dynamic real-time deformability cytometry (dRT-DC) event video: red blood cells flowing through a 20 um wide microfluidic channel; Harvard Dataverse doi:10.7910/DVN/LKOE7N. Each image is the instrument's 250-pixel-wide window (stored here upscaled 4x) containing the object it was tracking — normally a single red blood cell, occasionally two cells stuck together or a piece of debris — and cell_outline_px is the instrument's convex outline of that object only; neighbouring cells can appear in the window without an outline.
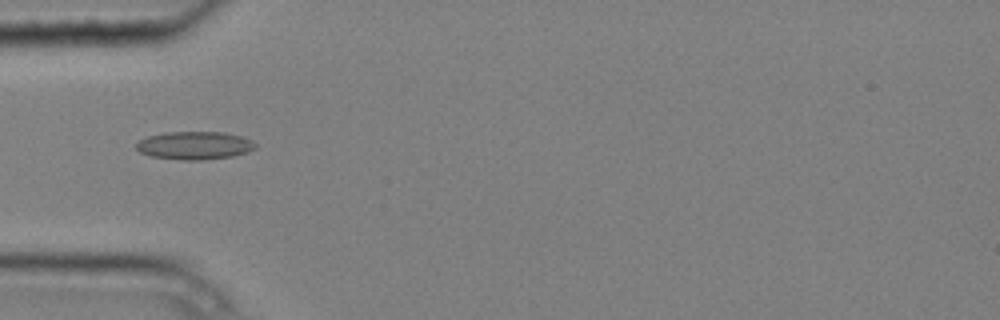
{"species": "common noctule bat (a hibernating species)", "species_latin": "Nyctalus noctula", "temperature_condition": "cold", "stored_images_in_passage": 8, "camera_frame_rate_fps": 3000, "um_per_image_px": 0.085, "animal": {"sex": "male", "body_mass_g": 20.4}, "frame": {"image": 1, "passage_image": 5, "time_ms": 1.333, "image_size_px": [1000, 320], "cell_outline_px": [[256, 148], [248, 152], [232, 156], [200, 160], [180, 160], [152, 156], [140, 152], [136, 148], [136, 140], [148, 136], [164, 132], [224, 132], [240, 136], [252, 140], [256, 144]], "centroid_in_image_um": [16.52, 12.36], "position_along_channel_um": 68.5, "area_um2": 19.54}}
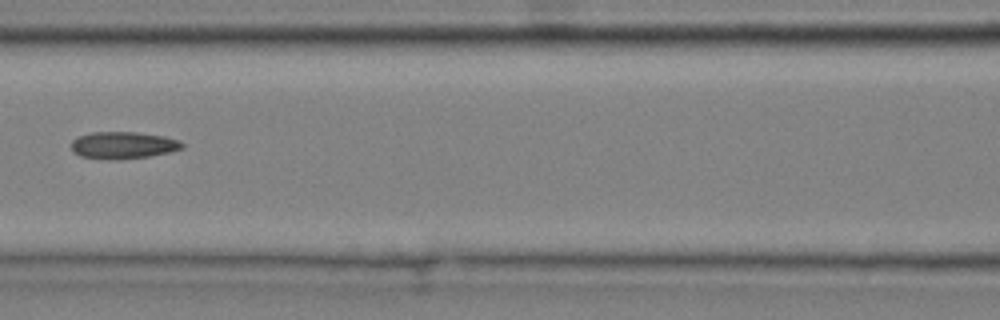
{"frame": {"image": 2, "passage_image": 7, "time_ms": 2.0, "image_size_px": [1000, 320], "cell_outline_px": [[184, 148], [168, 152], [148, 156], [116, 160], [112, 160], [80, 156], [72, 152], [72, 140], [80, 136], [92, 132], [136, 132], [164, 136], [180, 140], [184, 144]], "centroid_in_image_um": [10.47, 12.34], "position_along_channel_um": 156.1, "area_um2": 17.46}}
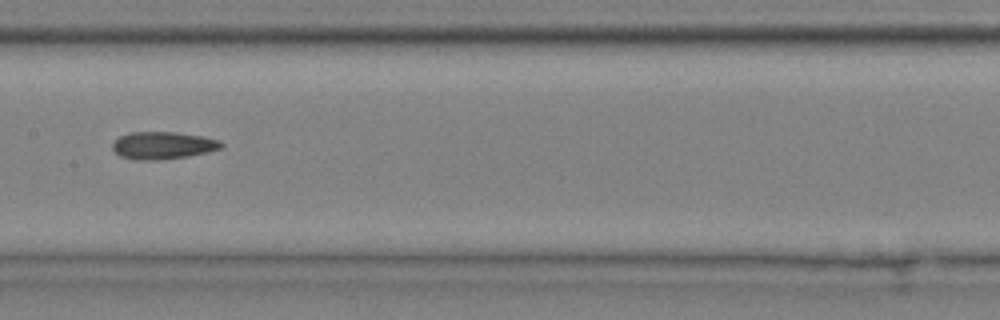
{"frame": {"image": 3, "passage_image": 8, "time_ms": 2.333, "image_size_px": [1000, 320], "cell_outline_px": [[224, 148], [208, 152], [188, 156], [160, 160], [136, 160], [120, 156], [112, 148], [112, 144], [120, 136], [128, 132], [176, 132], [204, 136], [220, 140], [224, 144]], "centroid_in_image_um": [13.89, 12.36], "position_along_channel_um": 193.5, "area_um2": 17.57}}